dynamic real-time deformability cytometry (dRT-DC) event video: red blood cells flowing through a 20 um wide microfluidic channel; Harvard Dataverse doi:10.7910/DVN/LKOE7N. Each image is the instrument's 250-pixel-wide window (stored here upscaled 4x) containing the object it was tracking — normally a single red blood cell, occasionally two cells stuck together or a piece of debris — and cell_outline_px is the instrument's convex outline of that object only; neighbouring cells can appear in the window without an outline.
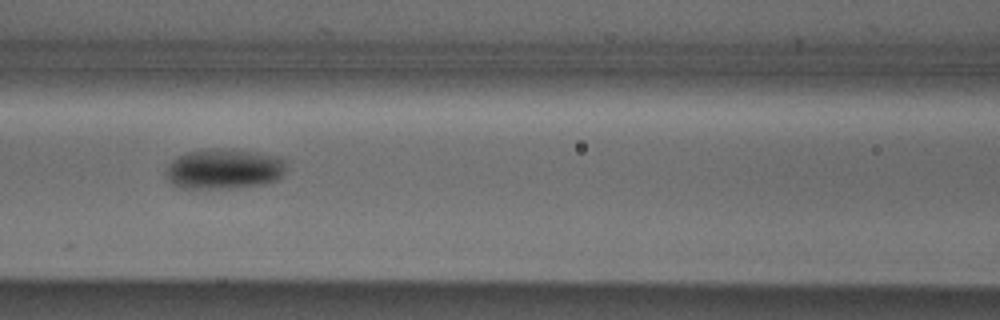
{"species": "Egyptian fruit bat (a non-hibernating species)", "species_latin": "Rousettus aegyptiacus", "temperature_condition": "cold", "stored_images_in_passage": 7, "camera_frame_rate_fps": 3000, "um_per_image_px": 0.085, "animal": {"sex": "male"}, "frame": {"image": 1, "passage_image": 6, "time_ms": 6.667, "image_size_px": [1000, 320], "cell_outline_px": [[284, 172], [276, 180], [264, 184], [228, 188], [180, 188], [172, 184], [168, 180], [164, 172], [168, 164], [176, 156], [188, 152], [208, 148], [216, 148], [252, 152], [276, 156], [284, 160]], "centroid_in_image_um": [18.96, 14.36], "position_along_channel_um": 147.6, "area_um2": 28.09}}
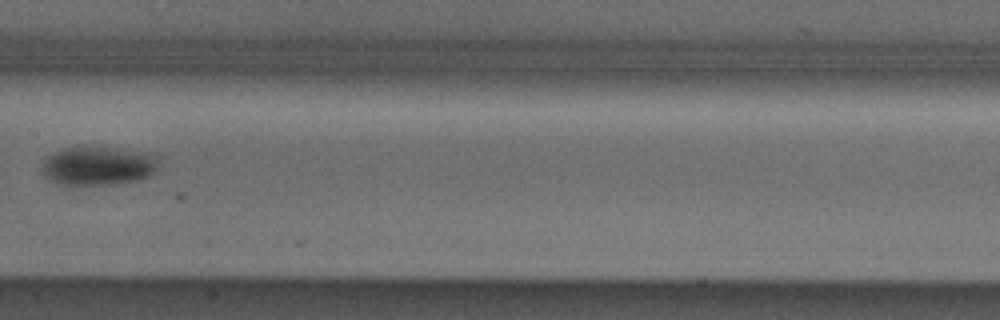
{"frame": {"image": 2, "passage_image": 7, "time_ms": 8.0, "image_size_px": [1000, 320], "cell_outline_px": [[160, 156], [156, 172], [140, 180], [112, 184], [56, 184], [44, 176], [44, 160], [48, 156], [64, 148], [104, 148], [136, 152]], "centroid_in_image_um": [8.37, 14.13], "position_along_channel_um": 199.0, "area_um2": 25.66}}